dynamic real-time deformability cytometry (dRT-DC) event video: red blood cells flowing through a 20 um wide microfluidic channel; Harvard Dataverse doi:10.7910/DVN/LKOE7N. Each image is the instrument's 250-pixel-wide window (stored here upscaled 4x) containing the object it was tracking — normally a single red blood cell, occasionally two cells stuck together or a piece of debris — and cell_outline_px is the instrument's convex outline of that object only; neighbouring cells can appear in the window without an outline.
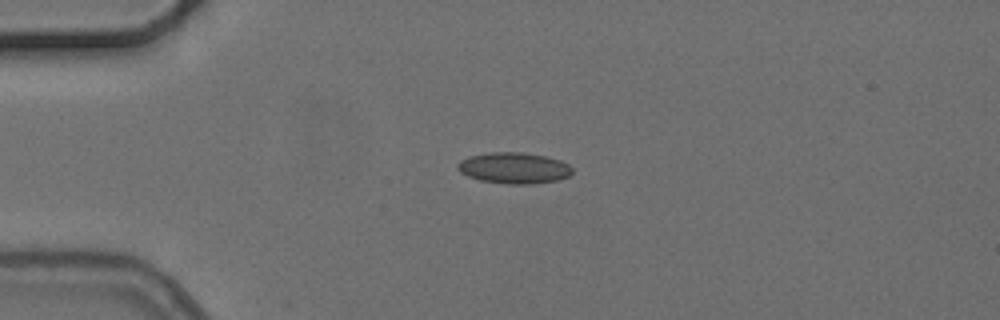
{"species": "common noctule bat (a hibernating species)", "species_latin": "Nyctalus noctula", "temperature_condition": "cold", "stored_images_in_passage": 3, "camera_frame_rate_fps": 3000, "um_per_image_px": 0.085, "animal": {"sex": "female", "body_mass_g": 24.6, "forearm_length_mm": 56.2}, "frame": {"image": 1, "passage_image": 1, "time_ms": 0.0, "image_size_px": [1000, 320], "cell_outline_px": [[572, 172], [568, 176], [556, 180], [532, 184], [508, 184], [480, 180], [468, 176], [460, 172], [456, 168], [456, 164], [460, 160], [472, 156], [488, 152], [524, 152], [544, 156], [560, 160], [568, 164], [572, 168]], "centroid_in_image_um": [43.67, 14.28], "position_along_channel_um": 41.3, "area_um2": 20.75}}
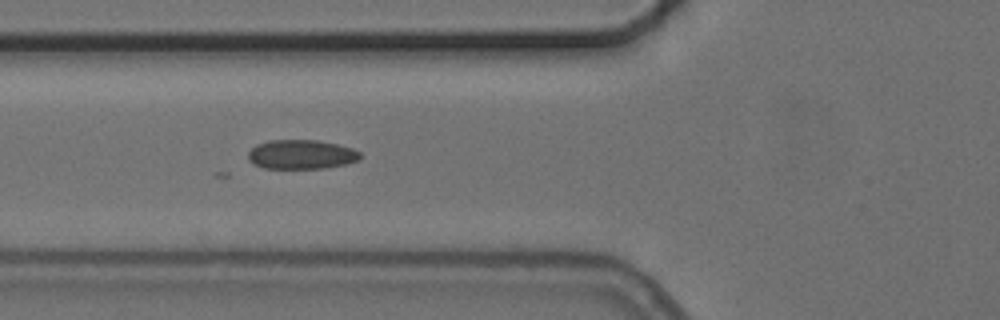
{"frame": {"image": 2, "passage_image": 3, "time_ms": 2.333, "image_size_px": [1000, 320], "cell_outline_px": [[364, 156], [360, 160], [348, 164], [324, 168], [264, 168], [252, 164], [248, 160], [248, 152], [256, 144], [268, 140], [316, 140], [336, 144], [352, 148], [360, 152]], "centroid_in_image_um": [25.63, 13.13], "position_along_channel_um": 100.2, "area_um2": 19.36}}